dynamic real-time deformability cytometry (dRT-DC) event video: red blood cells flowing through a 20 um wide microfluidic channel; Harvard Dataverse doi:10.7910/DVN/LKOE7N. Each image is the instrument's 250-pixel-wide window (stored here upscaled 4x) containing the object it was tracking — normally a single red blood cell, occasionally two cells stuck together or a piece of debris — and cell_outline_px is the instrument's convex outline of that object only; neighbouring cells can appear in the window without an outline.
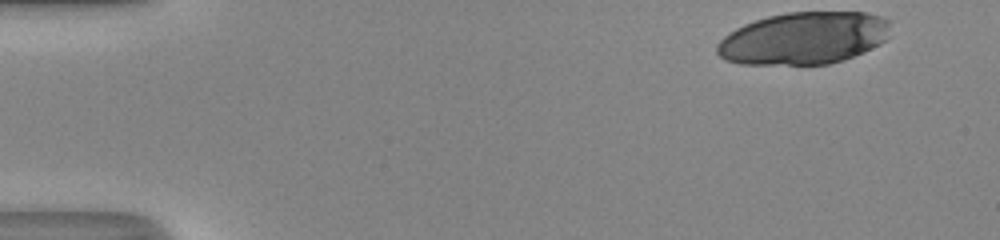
{"species": "human", "species_latin": "Homo sapiens", "temperature_condition": "room temperature", "stored_images_in_passage": 18, "camera_frame_rate_fps": 3000, "um_per_image_px": 0.085, "donor": {"sex": "male"}, "frame": {"image": 1, "passage_image": 1, "time_ms": 0.0, "image_size_px": [1000, 240], "cell_outline_px": [[888, 36], [880, 44], [864, 52], [828, 64], [740, 64], [724, 60], [716, 52], [716, 44], [724, 36], [736, 28], [744, 24], [768, 16], [788, 12], [868, 12], [884, 16], [888, 20]], "centroid_in_image_um": [68.3, 3.24], "position_along_channel_um": 16.7, "area_um2": 52.89}}